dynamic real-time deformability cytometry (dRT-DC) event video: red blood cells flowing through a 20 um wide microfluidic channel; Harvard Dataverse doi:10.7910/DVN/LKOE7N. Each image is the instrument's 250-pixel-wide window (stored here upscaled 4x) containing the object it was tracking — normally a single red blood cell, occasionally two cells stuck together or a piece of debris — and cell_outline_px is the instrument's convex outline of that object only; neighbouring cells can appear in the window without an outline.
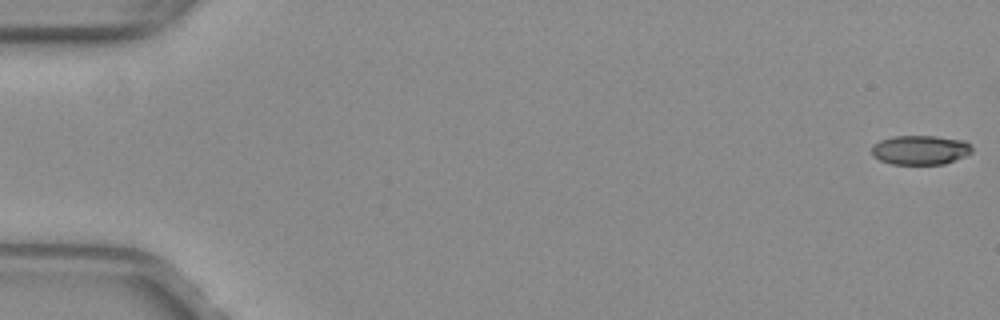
{"species": "common noctule bat (a hibernating species)", "species_latin": "Nyctalus noctula", "temperature_condition": "warm", "stored_images_in_passage": 8, "camera_frame_rate_fps": 3000, "um_per_image_px": 0.085, "animal": {"sex": "female", "body_mass_g": 29.2, "forearm_length_mm": 56.3}, "frame": {"image": 1, "passage_image": 1, "time_ms": 0.0, "image_size_px": [1000, 320], "cell_outline_px": [[972, 152], [964, 156], [944, 164], [892, 164], [880, 160], [872, 156], [872, 144], [880, 140], [892, 136], [936, 136], [964, 140], [972, 148]], "centroid_in_image_um": [78.19, 12.74], "position_along_channel_um": 6.8, "area_um2": 17.17}}